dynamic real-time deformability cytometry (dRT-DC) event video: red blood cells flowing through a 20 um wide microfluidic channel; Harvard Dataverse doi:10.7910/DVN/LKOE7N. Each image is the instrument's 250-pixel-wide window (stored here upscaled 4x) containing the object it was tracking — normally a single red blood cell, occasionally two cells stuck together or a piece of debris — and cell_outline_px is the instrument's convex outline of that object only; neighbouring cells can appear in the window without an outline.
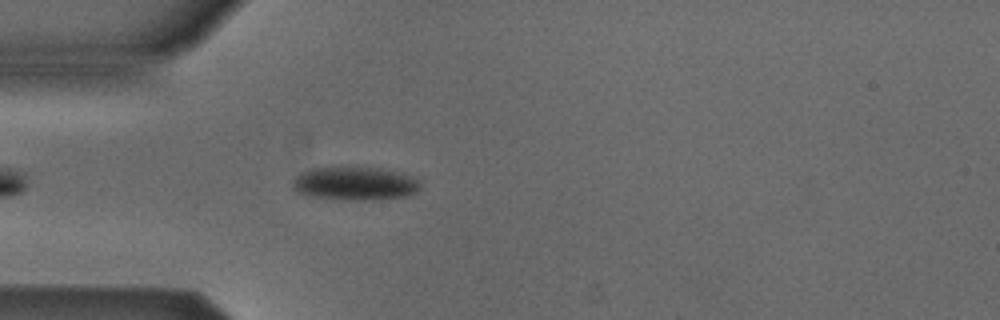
{"species": "Egyptian fruit bat (a non-hibernating species)", "species_latin": "Rousettus aegyptiacus", "temperature_condition": "cold", "stored_images_in_passage": 35, "camera_frame_rate_fps": 3000, "um_per_image_px": 0.085, "animal": {"sex": "male"}, "frame": {"image": 1, "passage_image": 6, "time_ms": 1.667, "image_size_px": [1000, 320], "cell_outline_px": [[420, 188], [416, 192], [408, 196], [372, 200], [340, 200], [308, 196], [296, 192], [292, 188], [292, 180], [300, 172], [312, 168], [380, 168], [400, 172], [416, 176], [420, 180]], "centroid_in_image_um": [30.18, 15.61], "position_along_channel_um": 54.8, "area_um2": 25.26}}
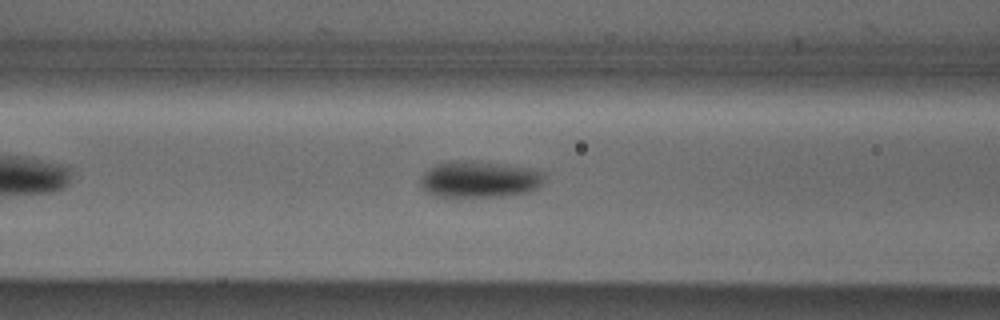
{"frame": {"image": 2, "passage_image": 12, "time_ms": 3.667, "image_size_px": [1000, 320], "cell_outline_px": [[544, 180], [536, 188], [528, 192], [496, 196], [436, 196], [424, 192], [420, 184], [420, 176], [428, 168], [436, 164], [452, 160], [464, 160], [500, 164], [532, 168], [544, 172]], "centroid_in_image_um": [40.69, 15.23], "position_along_channel_um": 125.9, "area_um2": 26.3}}
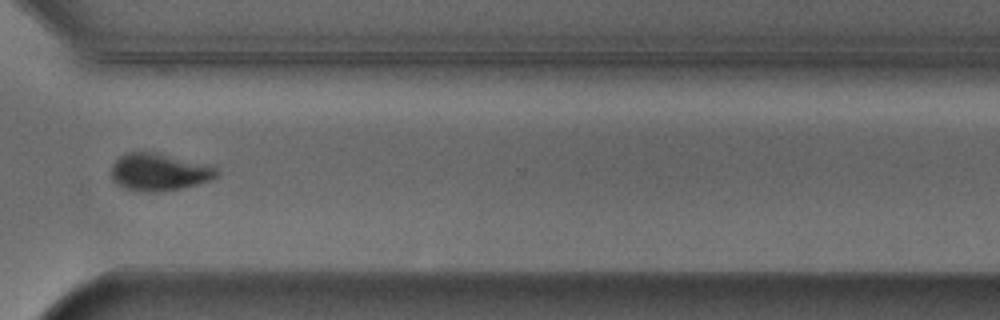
{"frame": {"image": 3, "passage_image": 30, "time_ms": 9.667, "image_size_px": [1000, 320], "cell_outline_px": [[220, 172], [212, 180], [184, 188], [156, 192], [140, 192], [124, 188], [116, 184], [112, 180], [112, 164], [124, 152], [156, 152], [216, 168]], "centroid_in_image_um": [13.47, 14.64], "position_along_channel_um": 357.1, "area_um2": 22.89}, "authors_computed_cell_mechanics": {"area_um2": 25.143, "velocity_mm_per_s": 3.8613, "shape_relaxation_time_tau1_ms": 3.4116, "shape_relaxation_time_tau2_ms": null, "deformation_change_tau1": 0.1088, "deformation_change_tau2": null}}